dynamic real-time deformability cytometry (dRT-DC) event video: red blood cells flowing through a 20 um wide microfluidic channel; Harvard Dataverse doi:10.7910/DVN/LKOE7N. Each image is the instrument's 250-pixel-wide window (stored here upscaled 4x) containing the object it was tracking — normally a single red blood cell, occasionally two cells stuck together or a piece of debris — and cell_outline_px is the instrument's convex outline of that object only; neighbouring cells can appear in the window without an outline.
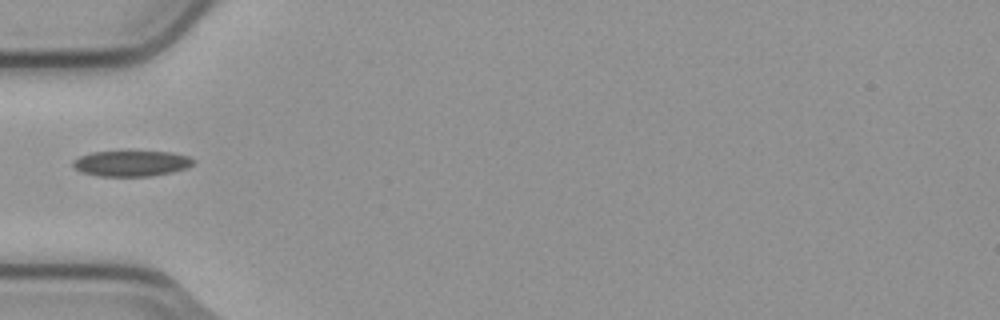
{"species": "common noctule bat (a hibernating species)", "species_latin": "Nyctalus noctula", "temperature_condition": "cold", "stored_images_in_passage": 4, "camera_frame_rate_fps": 3000, "um_per_image_px": 0.085, "animal": {"sex": "male", "body_mass_g": 23.1, "forearm_length_mm": 52.7}, "frame": {"image": 1, "passage_image": 4, "time_ms": 1.0, "image_size_px": [1000, 320], "cell_outline_px": [[196, 160], [192, 164], [184, 168], [172, 172], [152, 176], [100, 176], [80, 172], [72, 168], [72, 160], [80, 156], [92, 152], [172, 152], [188, 156]], "centroid_in_image_um": [11.12, 13.9], "position_along_channel_um": 73.9, "area_um2": 17.98}}